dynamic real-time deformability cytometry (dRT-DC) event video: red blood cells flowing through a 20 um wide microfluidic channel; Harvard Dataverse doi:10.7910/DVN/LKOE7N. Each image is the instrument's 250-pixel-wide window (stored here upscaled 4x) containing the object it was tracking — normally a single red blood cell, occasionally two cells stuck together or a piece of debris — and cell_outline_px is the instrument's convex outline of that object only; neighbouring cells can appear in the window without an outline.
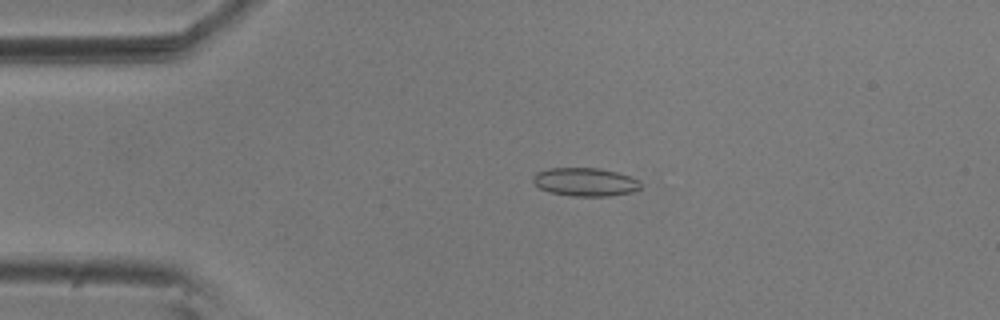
{"species": "common noctule bat (a hibernating species)", "species_latin": "Nyctalus noctula", "temperature_condition": "room temperature", "stored_images_in_passage": 46, "camera_frame_rate_fps": 3000, "um_per_image_px": 0.085, "animal": {"sex": "male", "body_mass_g": 20.5, "forearm_length_mm": 52.5}, "frame": {"image": 1, "passage_image": 2, "time_ms": 0.333, "image_size_px": [1000, 320], "cell_outline_px": [[640, 188], [632, 192], [612, 196], [572, 196], [548, 192], [540, 188], [532, 180], [532, 176], [536, 172], [548, 168], [600, 168], [616, 172], [640, 180]], "centroid_in_image_um": [49.72, 15.47], "position_along_channel_um": 35.3, "area_um2": 17.86}}
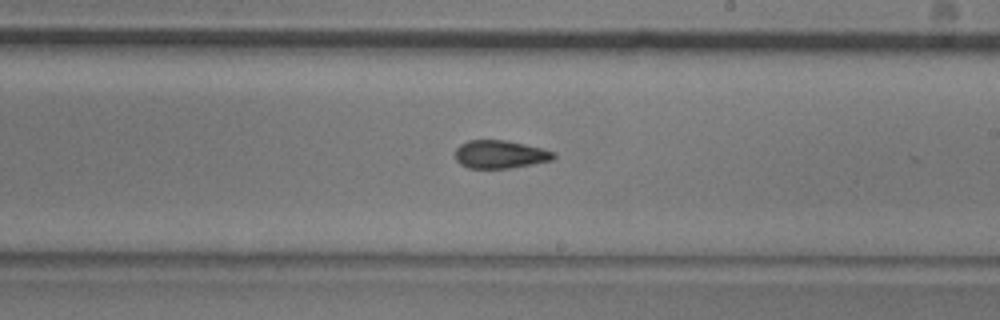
{"frame": {"image": 2, "passage_image": 22, "time_ms": 7.0, "image_size_px": [1000, 320], "cell_outline_px": [[556, 156], [552, 160], [532, 164], [508, 168], [468, 168], [460, 164], [456, 160], [456, 148], [460, 144], [468, 140], [504, 140], [524, 144], [556, 152]], "centroid_in_image_um": [42.5, 13.12], "position_along_channel_um": 246.5, "area_um2": 16.01}}
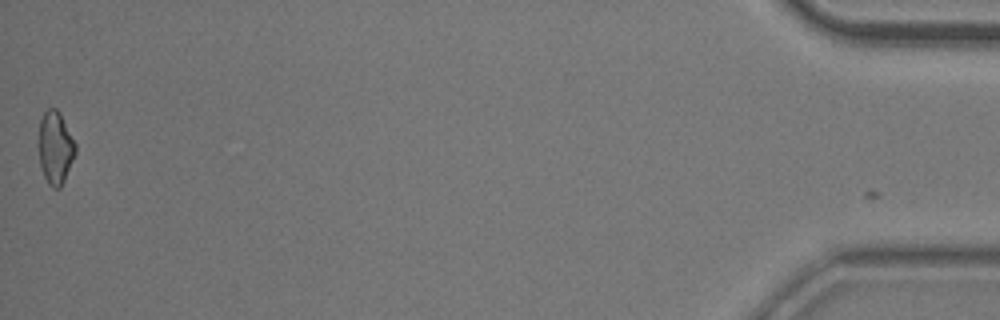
{"frame": {"image": 3, "passage_image": 45, "time_ms": 14.667, "image_size_px": [1000, 320], "cell_outline_px": [[76, 152], [64, 180], [60, 188], [52, 188], [48, 184], [44, 176], [40, 164], [40, 120], [44, 112], [48, 108], [56, 108], [60, 112], [76, 144]], "centroid_in_image_um": [4.72, 12.55], "position_along_channel_um": 430.5, "area_um2": 15.32}, "authors_computed_cell_mechanics": {"area_um2": 16.2418, "velocity_mm_per_s": 3.6832, "shape_relaxation_time_tau1_ms": 7.9824, "shape_relaxation_time_tau2_ms": 2.3075, "deformation_change_tau1": 0.137, "deformation_change_tau2": 0.0867}}